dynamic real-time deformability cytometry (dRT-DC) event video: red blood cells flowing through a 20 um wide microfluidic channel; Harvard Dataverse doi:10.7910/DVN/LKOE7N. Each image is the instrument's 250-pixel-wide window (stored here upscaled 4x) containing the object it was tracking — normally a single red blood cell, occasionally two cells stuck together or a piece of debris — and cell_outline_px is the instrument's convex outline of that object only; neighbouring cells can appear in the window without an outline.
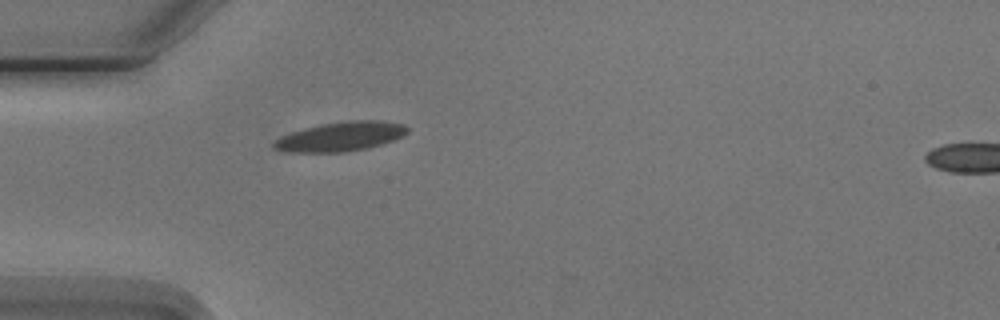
{"species": "Egyptian fruit bat (a non-hibernating species)", "species_latin": "Rousettus aegyptiacus", "temperature_condition": "cold", "stored_images_in_passage": 5, "camera_frame_rate_fps": 3000, "um_per_image_px": 0.085, "animal": {"sex": "male"}, "frame": {"image": 1, "passage_image": 5, "time_ms": 5.667, "image_size_px": [1000, 320], "cell_outline_px": [[408, 132], [404, 136], [380, 144], [364, 148], [340, 152], [284, 152], [272, 148], [272, 144], [280, 136], [304, 128], [320, 124], [348, 120], [380, 120], [404, 124], [408, 128]], "centroid_in_image_um": [28.93, 11.59], "position_along_channel_um": 56.1, "area_um2": 22.77}}